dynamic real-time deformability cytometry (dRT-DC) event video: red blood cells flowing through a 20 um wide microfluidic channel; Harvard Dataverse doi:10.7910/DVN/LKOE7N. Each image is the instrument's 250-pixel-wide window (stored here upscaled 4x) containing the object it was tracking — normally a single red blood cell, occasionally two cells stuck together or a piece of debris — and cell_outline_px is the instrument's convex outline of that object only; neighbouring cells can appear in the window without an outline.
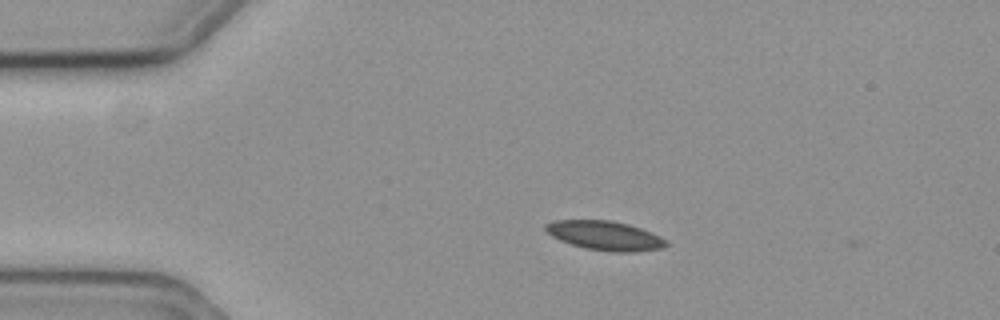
{"species": "common noctule bat (a hibernating species)", "species_latin": "Nyctalus noctula", "temperature_condition": "cold", "stored_images_in_passage": 4, "camera_frame_rate_fps": 3000, "um_per_image_px": 0.085, "animal": {"sex": "female", "body_mass_g": 19.3, "forearm_length_mm": 54.1}, "frame": {"image": 1, "passage_image": 1, "time_ms": 0.0, "image_size_px": [1000, 320], "cell_outline_px": [[668, 244], [664, 248], [636, 252], [612, 252], [584, 248], [560, 240], [552, 236], [544, 228], [544, 224], [552, 220], [612, 220], [628, 224], [652, 232], [668, 240]], "centroid_in_image_um": [51.45, 20.02], "position_along_channel_um": 33.6, "area_um2": 20.75}}